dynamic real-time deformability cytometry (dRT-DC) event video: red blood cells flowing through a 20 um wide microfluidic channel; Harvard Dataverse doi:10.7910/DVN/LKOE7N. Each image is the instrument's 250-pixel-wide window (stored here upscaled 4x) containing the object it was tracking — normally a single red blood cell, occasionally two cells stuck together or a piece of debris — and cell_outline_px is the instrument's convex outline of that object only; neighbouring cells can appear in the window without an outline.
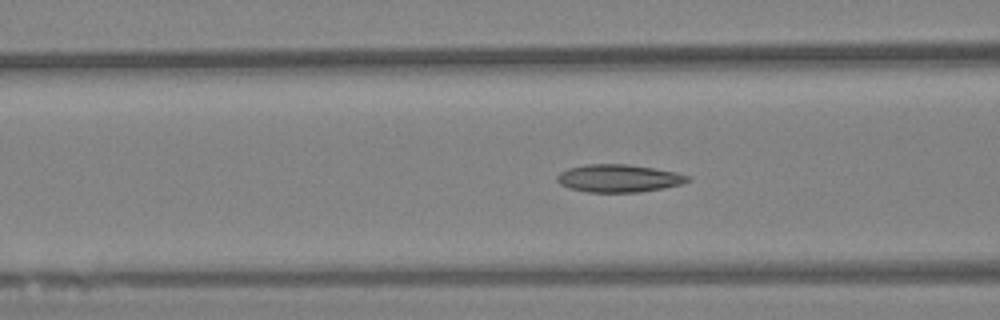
{"species": "Egyptian fruit bat (a non-hibernating species)", "species_latin": "Rousettus aegyptiacus", "temperature_condition": "warm", "stored_images_in_passage": 39, "camera_frame_rate_fps": 3000, "um_per_image_px": 0.085, "animal": {"sex": "female"}, "frame": {"image": 1, "passage_image": 12, "time_ms": 3.667, "image_size_px": [1000, 320], "cell_outline_px": [[692, 180], [680, 184], [664, 188], [640, 192], [588, 192], [568, 188], [560, 184], [556, 180], [556, 176], [560, 172], [568, 168], [584, 164], [628, 164], [676, 172], [688, 176]], "centroid_in_image_um": [52.56, 15.15], "position_along_channel_um": 114.0, "area_um2": 21.15}}
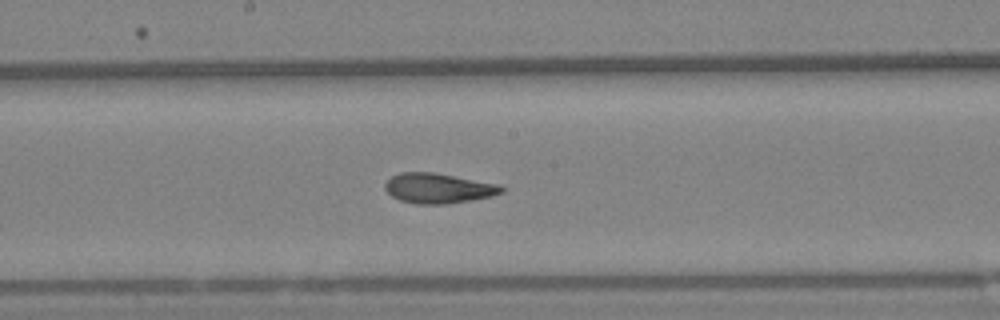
{"frame": {"image": 2, "passage_image": 21, "time_ms": 6.667, "image_size_px": [1000, 320], "cell_outline_px": [[504, 192], [492, 196], [472, 200], [444, 204], [416, 204], [400, 200], [392, 196], [384, 188], [384, 184], [392, 176], [400, 172], [432, 172], [500, 184], [504, 188]], "centroid_in_image_um": [37.27, 16.0], "position_along_channel_um": 210.9, "area_um2": 20.4}}
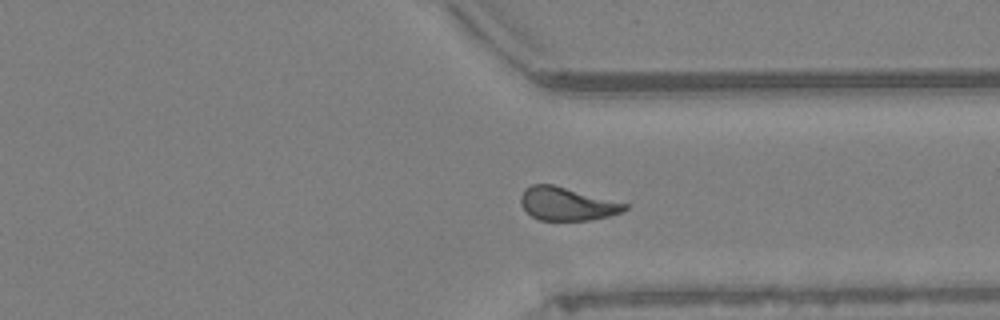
{"frame": {"image": 3, "passage_image": 35, "time_ms": 11.333, "image_size_px": [1000, 320], "cell_outline_px": [[628, 208], [624, 212], [608, 216], [588, 220], [540, 220], [532, 216], [520, 204], [520, 196], [524, 188], [532, 184], [552, 184], [628, 204]], "centroid_in_image_um": [48.17, 17.32], "position_along_channel_um": 363.2, "area_um2": 20.0}}